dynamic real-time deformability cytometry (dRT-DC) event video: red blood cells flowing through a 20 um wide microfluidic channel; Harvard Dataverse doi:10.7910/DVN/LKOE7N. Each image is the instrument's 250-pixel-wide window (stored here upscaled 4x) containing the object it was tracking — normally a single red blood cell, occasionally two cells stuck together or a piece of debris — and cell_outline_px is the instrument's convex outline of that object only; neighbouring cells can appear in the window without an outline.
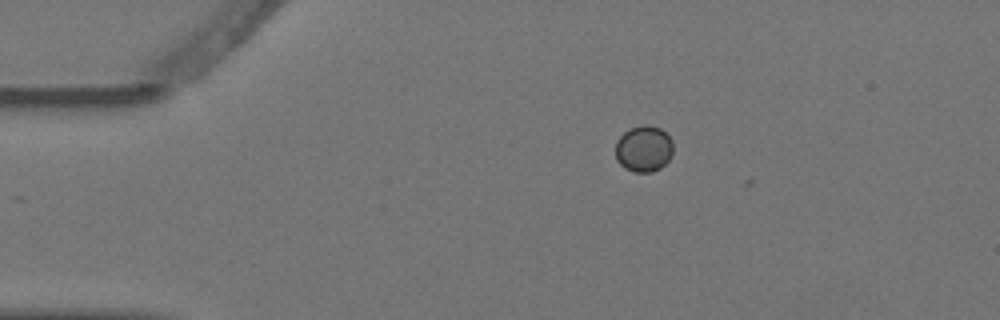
{"species": "Egyptian fruit bat (a non-hibernating species)", "species_latin": "Rousettus aegyptiacus", "temperature_condition": "warm", "stored_images_in_passage": 3, "camera_frame_rate_fps": 3000, "um_per_image_px": 0.085, "animal": {"sex": "female"}, "frame": {"image": 1, "passage_image": 1, "time_ms": 0.0, "image_size_px": [1000, 320], "cell_outline_px": [[672, 152], [668, 160], [660, 168], [652, 172], [636, 172], [624, 168], [616, 160], [616, 140], [624, 132], [632, 128], [644, 124], [648, 124], [660, 128], [672, 140]], "centroid_in_image_um": [54.7, 12.64], "position_along_channel_um": 30.3, "area_um2": 15.49}}